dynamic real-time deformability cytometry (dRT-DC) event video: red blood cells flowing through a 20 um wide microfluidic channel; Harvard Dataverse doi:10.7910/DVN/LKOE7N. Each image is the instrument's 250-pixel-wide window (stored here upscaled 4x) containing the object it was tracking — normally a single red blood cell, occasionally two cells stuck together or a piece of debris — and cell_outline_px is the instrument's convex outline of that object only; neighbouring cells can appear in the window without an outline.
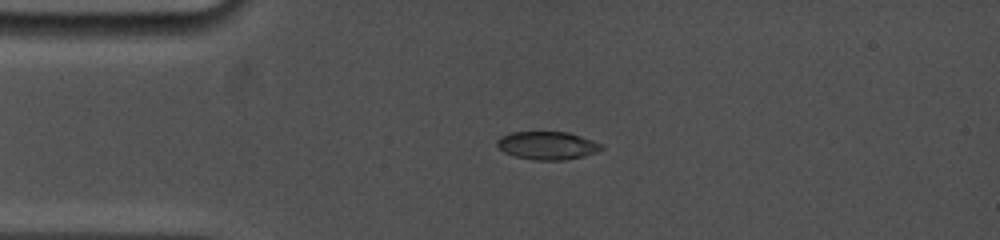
{"species": "common noctule bat (a hibernating species)", "species_latin": "Nyctalus noctula", "temperature_condition": "cold", "stored_images_in_passage": 45, "camera_frame_rate_fps": 5000, "um_per_image_px": 0.085, "animal": {"sex": "female", "body_mass_g": 19.0, "forearm_length_mm": 53.3}, "frame": {"image": 1, "passage_image": 2, "time_ms": 0.4, "image_size_px": [1000, 240], "cell_outline_px": [[604, 148], [596, 152], [584, 156], [564, 160], [532, 160], [516, 156], [504, 152], [496, 144], [496, 140], [500, 136], [512, 132], [568, 132], [604, 144]], "centroid_in_image_um": [46.53, 12.37], "position_along_channel_um": 38.5, "area_um2": 17.11}}
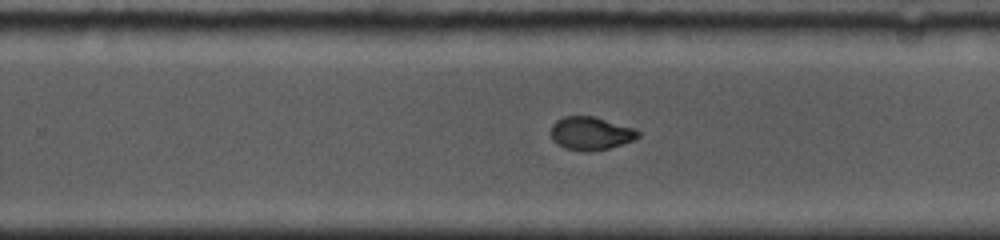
{"frame": {"image": 2, "passage_image": 20, "time_ms": 7.4, "image_size_px": [1000, 240], "cell_outline_px": [[640, 136], [624, 144], [608, 148], [588, 152], [580, 152], [564, 148], [556, 144], [552, 140], [552, 124], [556, 120], [564, 116], [596, 116], [636, 128], [640, 132]], "centroid_in_image_um": [50.23, 11.34], "position_along_channel_um": 279.6, "area_um2": 17.22}}
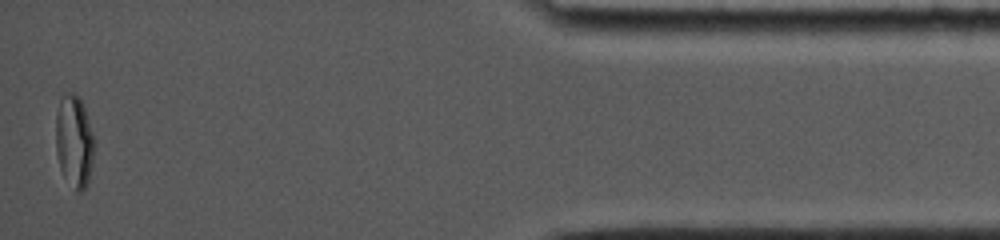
{"frame": {"image": 3, "passage_image": 45, "time_ms": 12.8, "image_size_px": [1000, 240], "cell_outline_px": [[96, 144], [88, 184], [80, 192], [76, 192], [64, 176], [60, 168], [56, 152], [56, 112], [60, 100], [64, 96], [72, 92], [80, 96], [96, 140]], "centroid_in_image_um": [6.33, 12.02], "position_along_channel_um": 428.9, "area_um2": 21.04}, "authors_computed_cell_mechanics": {"area_um2": 17.918, "velocity_mm_per_s": 3.8083, "shape_relaxation_time_tau1_ms": 6.0216, "shape_relaxation_time_tau2_ms": 0.8691, "deformation_change_tau1": 0.1731, "deformation_change_tau2": 0.038}}